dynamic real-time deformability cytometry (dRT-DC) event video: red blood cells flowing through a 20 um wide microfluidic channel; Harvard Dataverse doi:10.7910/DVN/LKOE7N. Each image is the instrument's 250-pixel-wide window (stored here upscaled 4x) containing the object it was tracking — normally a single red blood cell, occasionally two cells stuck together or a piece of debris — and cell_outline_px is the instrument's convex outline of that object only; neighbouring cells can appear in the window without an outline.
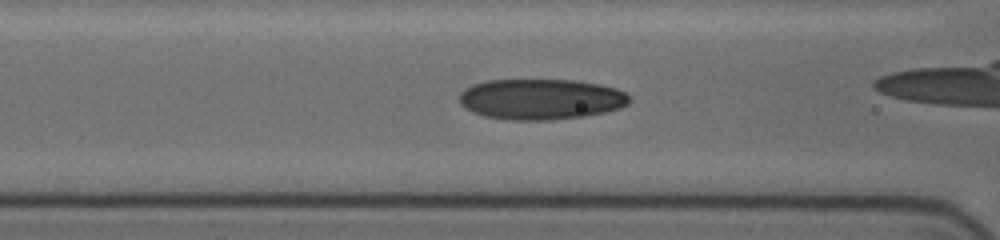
{"species": "human", "species_latin": "Homo sapiens", "temperature_condition": "cold", "stored_images_in_passage": 29, "camera_frame_rate_fps": 3000, "um_per_image_px": 0.085, "donor": {"sex": "female"}, "frame": {"image": 1, "passage_image": 7, "time_ms": 2.0, "image_size_px": [1000, 240], "cell_outline_px": [[632, 100], [628, 104], [620, 108], [604, 112], [584, 116], [552, 120], [508, 120], [484, 116], [472, 112], [464, 108], [460, 104], [460, 92], [472, 84], [488, 80], [572, 80], [600, 84], [616, 88], [624, 92]], "centroid_in_image_um": [45.96, 8.43], "position_along_channel_um": 120.6, "area_um2": 40.52}}
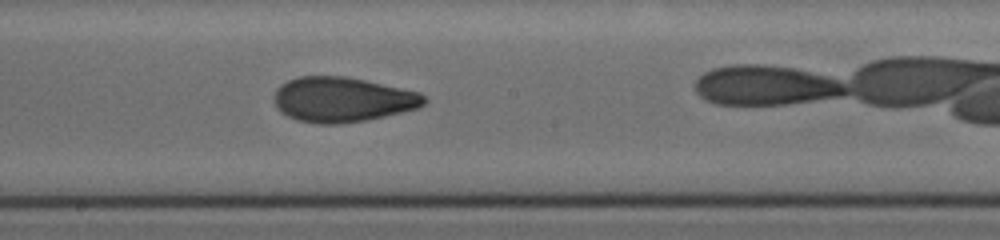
{"frame": {"image": 2, "passage_image": 15, "time_ms": 4.667, "image_size_px": [1000, 240], "cell_outline_px": [[428, 100], [420, 108], [368, 120], [336, 124], [316, 124], [296, 120], [280, 112], [276, 108], [272, 100], [272, 96], [276, 88], [280, 84], [288, 80], [300, 76], [344, 76], [364, 80], [420, 92]], "centroid_in_image_um": [29.07, 8.47], "position_along_channel_um": 219.1, "area_um2": 39.77}}
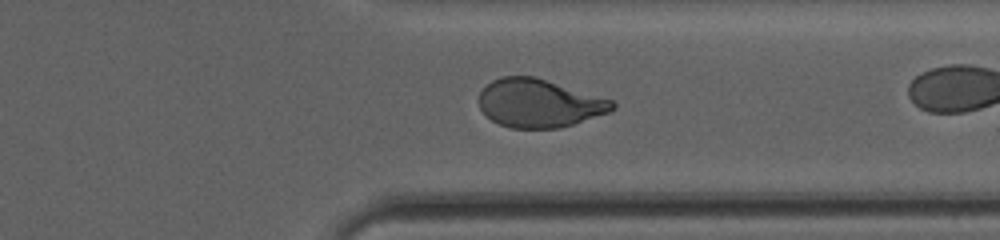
{"frame": {"image": 3, "passage_image": 27, "time_ms": 8.667, "image_size_px": [1000, 240], "cell_outline_px": [[616, 108], [608, 112], [560, 128], [512, 128], [500, 124], [492, 120], [480, 108], [476, 100], [480, 92], [492, 80], [500, 76], [532, 76], [612, 100], [616, 104]], "centroid_in_image_um": [45.78, 8.77], "position_along_channel_um": 365.6, "area_um2": 37.11}}